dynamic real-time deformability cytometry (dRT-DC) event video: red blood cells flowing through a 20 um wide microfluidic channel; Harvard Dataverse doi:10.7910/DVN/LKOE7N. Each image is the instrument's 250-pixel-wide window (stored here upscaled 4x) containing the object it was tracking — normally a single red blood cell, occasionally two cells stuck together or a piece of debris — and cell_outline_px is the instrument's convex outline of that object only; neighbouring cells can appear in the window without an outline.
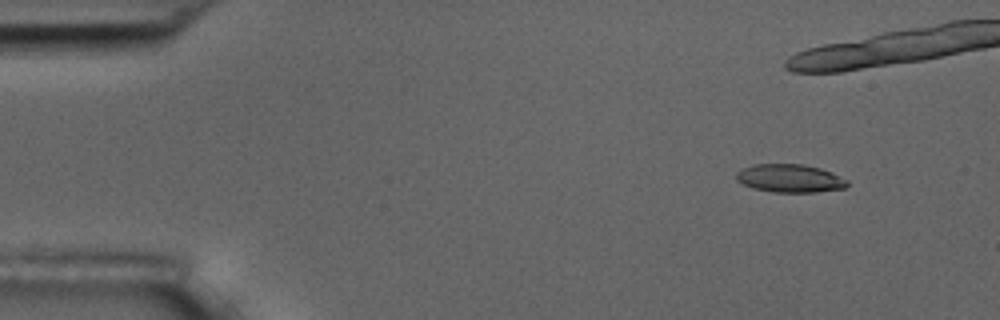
{"species": "common noctule bat (a hibernating species)", "species_latin": "Nyctalus noctula", "temperature_condition": "room temperature", "stored_images_in_passage": 5, "camera_frame_rate_fps": 3000, "um_per_image_px": 0.085, "animal": {"sex": "male", "body_mass_g": 17.5, "forearm_length_mm": 52.3}, "frame": {"image": 1, "passage_image": 2, "time_ms": 1.0, "image_size_px": [1000, 320], "cell_outline_px": [[848, 184], [844, 188], [816, 192], [772, 192], [752, 188], [736, 180], [736, 172], [752, 164], [804, 164], [820, 168], [832, 172], [848, 180]], "centroid_in_image_um": [67.14, 15.15], "position_along_channel_um": 17.9, "area_um2": 18.26}}